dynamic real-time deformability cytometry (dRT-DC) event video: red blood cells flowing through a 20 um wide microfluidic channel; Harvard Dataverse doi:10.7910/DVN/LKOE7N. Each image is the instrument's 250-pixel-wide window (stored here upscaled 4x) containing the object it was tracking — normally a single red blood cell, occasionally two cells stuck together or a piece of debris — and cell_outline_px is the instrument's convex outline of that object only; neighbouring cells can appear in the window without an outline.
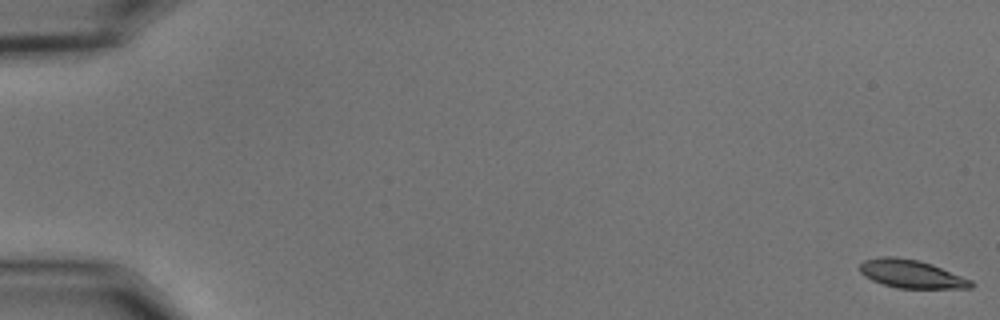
{"species": "common noctule bat (a hibernating species)", "species_latin": "Nyctalus noctula", "temperature_condition": "cold", "stored_images_in_passage": 57, "camera_frame_rate_fps": 3000, "um_per_image_px": 0.085, "animal": {"sex": "male", "body_mass_g": 15.6}, "frame": {"image": 1, "passage_image": 1, "time_ms": 0.0, "image_size_px": [1000, 320], "cell_outline_px": [[976, 284], [972, 288], [896, 288], [872, 280], [864, 276], [860, 272], [860, 264], [864, 260], [880, 256], [896, 256], [916, 260], [932, 264], [972, 280]], "centroid_in_image_um": [77.47, 23.28], "position_along_channel_um": 7.5, "area_um2": 18.32}}
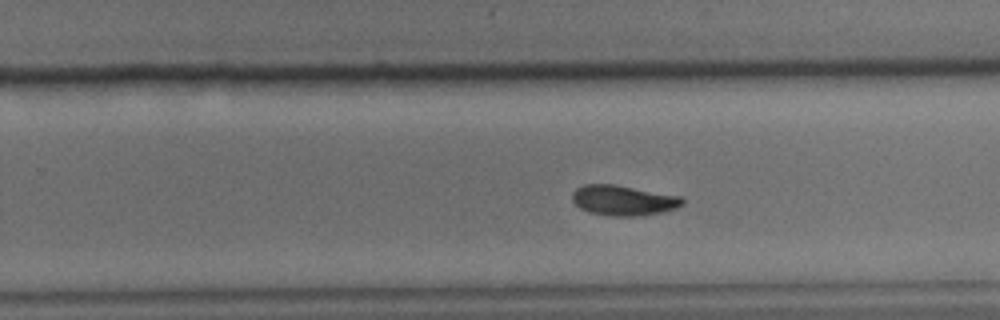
{"frame": {"image": 2, "passage_image": 37, "time_ms": 12.0, "image_size_px": [1000, 320], "cell_outline_px": [[684, 204], [676, 208], [660, 212], [636, 216], [612, 216], [588, 212], [580, 208], [572, 200], [572, 192], [576, 188], [584, 184], [612, 184], [680, 196], [684, 200]], "centroid_in_image_um": [52.95, 17.03], "position_along_channel_um": 276.8, "area_um2": 19.25}}
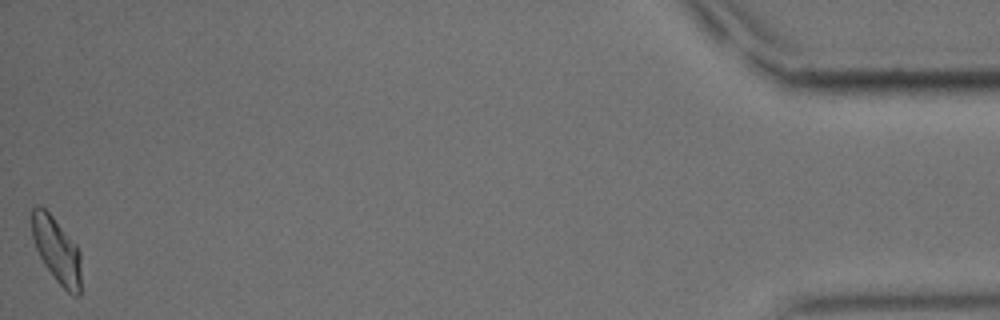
{"frame": {"image": 3, "passage_image": 57, "time_ms": 18.667, "image_size_px": [1000, 320], "cell_outline_px": [[80, 296], [76, 296], [68, 292], [56, 280], [44, 264], [36, 248], [32, 236], [32, 204], [40, 204], [52, 216], [76, 244], [80, 252]], "centroid_in_image_um": [4.81, 21.23], "position_along_channel_um": 430.4, "area_um2": 18.67}, "authors_computed_cell_mechanics": {"area_um2": 19.1318, "velocity_mm_per_s": 3.6056, "shape_relaxation_time_tau1_ms": 3.6349, "shape_relaxation_time_tau2_ms": 4.0749, "deformation_change_tau1": 0.1251, "deformation_change_tau2": 0.0927}}